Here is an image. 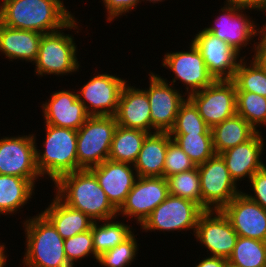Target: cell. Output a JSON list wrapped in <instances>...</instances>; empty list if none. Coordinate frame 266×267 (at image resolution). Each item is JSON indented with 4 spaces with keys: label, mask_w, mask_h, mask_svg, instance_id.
<instances>
[{
    "label": "cell",
    "mask_w": 266,
    "mask_h": 267,
    "mask_svg": "<svg viewBox=\"0 0 266 267\" xmlns=\"http://www.w3.org/2000/svg\"><path fill=\"white\" fill-rule=\"evenodd\" d=\"M75 15L63 0H1L0 23L42 34L65 28Z\"/></svg>",
    "instance_id": "1"
},
{
    "label": "cell",
    "mask_w": 266,
    "mask_h": 267,
    "mask_svg": "<svg viewBox=\"0 0 266 267\" xmlns=\"http://www.w3.org/2000/svg\"><path fill=\"white\" fill-rule=\"evenodd\" d=\"M53 184L55 195L63 203L82 211L92 220L102 221L117 217V209L108 200L89 169L66 173Z\"/></svg>",
    "instance_id": "2"
},
{
    "label": "cell",
    "mask_w": 266,
    "mask_h": 267,
    "mask_svg": "<svg viewBox=\"0 0 266 267\" xmlns=\"http://www.w3.org/2000/svg\"><path fill=\"white\" fill-rule=\"evenodd\" d=\"M21 223L26 245L22 267H73L65 255L64 239L42 212Z\"/></svg>",
    "instance_id": "3"
},
{
    "label": "cell",
    "mask_w": 266,
    "mask_h": 267,
    "mask_svg": "<svg viewBox=\"0 0 266 267\" xmlns=\"http://www.w3.org/2000/svg\"><path fill=\"white\" fill-rule=\"evenodd\" d=\"M44 125L43 149L35 142L36 166L42 178L53 183L66 173L78 171L77 130Z\"/></svg>",
    "instance_id": "4"
},
{
    "label": "cell",
    "mask_w": 266,
    "mask_h": 267,
    "mask_svg": "<svg viewBox=\"0 0 266 267\" xmlns=\"http://www.w3.org/2000/svg\"><path fill=\"white\" fill-rule=\"evenodd\" d=\"M77 20V18H74L65 28L42 35L37 59L32 64L35 65V75L40 78L47 75L63 77L79 72L81 64L77 58L79 52L75 37L69 32L68 34L64 33L66 30H74L76 33L81 32L79 30L83 27H80L82 25Z\"/></svg>",
    "instance_id": "5"
},
{
    "label": "cell",
    "mask_w": 266,
    "mask_h": 267,
    "mask_svg": "<svg viewBox=\"0 0 266 267\" xmlns=\"http://www.w3.org/2000/svg\"><path fill=\"white\" fill-rule=\"evenodd\" d=\"M117 126L115 116H90L77 130L78 170L90 169L108 159Z\"/></svg>",
    "instance_id": "6"
},
{
    "label": "cell",
    "mask_w": 266,
    "mask_h": 267,
    "mask_svg": "<svg viewBox=\"0 0 266 267\" xmlns=\"http://www.w3.org/2000/svg\"><path fill=\"white\" fill-rule=\"evenodd\" d=\"M246 10L248 9L239 7L231 0H225L224 6L219 9V15L215 16L217 18L204 29L225 41L240 54L243 48L251 44L253 48L250 51L253 54L260 26Z\"/></svg>",
    "instance_id": "7"
},
{
    "label": "cell",
    "mask_w": 266,
    "mask_h": 267,
    "mask_svg": "<svg viewBox=\"0 0 266 267\" xmlns=\"http://www.w3.org/2000/svg\"><path fill=\"white\" fill-rule=\"evenodd\" d=\"M204 210L195 202L169 195L140 225L142 232L195 233L200 215ZM183 230V231H182ZM193 231V233L191 232ZM156 231V232H155Z\"/></svg>",
    "instance_id": "8"
},
{
    "label": "cell",
    "mask_w": 266,
    "mask_h": 267,
    "mask_svg": "<svg viewBox=\"0 0 266 267\" xmlns=\"http://www.w3.org/2000/svg\"><path fill=\"white\" fill-rule=\"evenodd\" d=\"M197 167L200 175L201 208L204 211L221 210L243 191L231 178L220 154H215Z\"/></svg>",
    "instance_id": "9"
},
{
    "label": "cell",
    "mask_w": 266,
    "mask_h": 267,
    "mask_svg": "<svg viewBox=\"0 0 266 267\" xmlns=\"http://www.w3.org/2000/svg\"><path fill=\"white\" fill-rule=\"evenodd\" d=\"M9 136L0 138V174L26 178L36 186L42 176L36 166L35 132Z\"/></svg>",
    "instance_id": "10"
},
{
    "label": "cell",
    "mask_w": 266,
    "mask_h": 267,
    "mask_svg": "<svg viewBox=\"0 0 266 267\" xmlns=\"http://www.w3.org/2000/svg\"><path fill=\"white\" fill-rule=\"evenodd\" d=\"M187 51L165 52L162 66L172 72L173 78L169 82L175 86L176 82L185 85V94L200 91L211 85L215 79L208 72L204 59L198 48L191 41L188 43Z\"/></svg>",
    "instance_id": "11"
},
{
    "label": "cell",
    "mask_w": 266,
    "mask_h": 267,
    "mask_svg": "<svg viewBox=\"0 0 266 267\" xmlns=\"http://www.w3.org/2000/svg\"><path fill=\"white\" fill-rule=\"evenodd\" d=\"M149 87L142 88L148 96L152 122V133L169 132L174 123L181 104L186 100L183 90L169 84L167 78L150 71ZM183 93V94H182Z\"/></svg>",
    "instance_id": "12"
},
{
    "label": "cell",
    "mask_w": 266,
    "mask_h": 267,
    "mask_svg": "<svg viewBox=\"0 0 266 267\" xmlns=\"http://www.w3.org/2000/svg\"><path fill=\"white\" fill-rule=\"evenodd\" d=\"M98 72L93 74L80 90L76 89L78 100L90 116H115L122 88L128 80L107 71Z\"/></svg>",
    "instance_id": "13"
},
{
    "label": "cell",
    "mask_w": 266,
    "mask_h": 267,
    "mask_svg": "<svg viewBox=\"0 0 266 267\" xmlns=\"http://www.w3.org/2000/svg\"><path fill=\"white\" fill-rule=\"evenodd\" d=\"M165 177H138L124 203L117 210V217L131 219L141 225L150 213L169 196Z\"/></svg>",
    "instance_id": "14"
},
{
    "label": "cell",
    "mask_w": 266,
    "mask_h": 267,
    "mask_svg": "<svg viewBox=\"0 0 266 267\" xmlns=\"http://www.w3.org/2000/svg\"><path fill=\"white\" fill-rule=\"evenodd\" d=\"M188 98L211 129L236 114V86L232 80H215Z\"/></svg>",
    "instance_id": "15"
},
{
    "label": "cell",
    "mask_w": 266,
    "mask_h": 267,
    "mask_svg": "<svg viewBox=\"0 0 266 267\" xmlns=\"http://www.w3.org/2000/svg\"><path fill=\"white\" fill-rule=\"evenodd\" d=\"M194 237L208 256L228 259L239 236L221 210H205L198 219Z\"/></svg>",
    "instance_id": "16"
},
{
    "label": "cell",
    "mask_w": 266,
    "mask_h": 267,
    "mask_svg": "<svg viewBox=\"0 0 266 267\" xmlns=\"http://www.w3.org/2000/svg\"><path fill=\"white\" fill-rule=\"evenodd\" d=\"M190 40L200 51L208 72L215 80H232L240 61L247 58L204 27Z\"/></svg>",
    "instance_id": "17"
},
{
    "label": "cell",
    "mask_w": 266,
    "mask_h": 267,
    "mask_svg": "<svg viewBox=\"0 0 266 267\" xmlns=\"http://www.w3.org/2000/svg\"><path fill=\"white\" fill-rule=\"evenodd\" d=\"M43 108V109H42ZM44 124L78 130L90 117L85 106L78 100L77 91L57 90L41 105Z\"/></svg>",
    "instance_id": "18"
},
{
    "label": "cell",
    "mask_w": 266,
    "mask_h": 267,
    "mask_svg": "<svg viewBox=\"0 0 266 267\" xmlns=\"http://www.w3.org/2000/svg\"><path fill=\"white\" fill-rule=\"evenodd\" d=\"M221 211L238 236L266 242V210L243 192L236 195Z\"/></svg>",
    "instance_id": "19"
},
{
    "label": "cell",
    "mask_w": 266,
    "mask_h": 267,
    "mask_svg": "<svg viewBox=\"0 0 266 267\" xmlns=\"http://www.w3.org/2000/svg\"><path fill=\"white\" fill-rule=\"evenodd\" d=\"M262 134H264L262 131H258L246 142L220 153L231 178L237 185L241 184L240 182L243 180L249 182L251 176L266 165L262 161V155L266 150L264 149L266 148L264 141L266 138Z\"/></svg>",
    "instance_id": "20"
},
{
    "label": "cell",
    "mask_w": 266,
    "mask_h": 267,
    "mask_svg": "<svg viewBox=\"0 0 266 267\" xmlns=\"http://www.w3.org/2000/svg\"><path fill=\"white\" fill-rule=\"evenodd\" d=\"M97 178L108 200L118 210L138 178L133 164L110 159L89 169Z\"/></svg>",
    "instance_id": "21"
},
{
    "label": "cell",
    "mask_w": 266,
    "mask_h": 267,
    "mask_svg": "<svg viewBox=\"0 0 266 267\" xmlns=\"http://www.w3.org/2000/svg\"><path fill=\"white\" fill-rule=\"evenodd\" d=\"M129 81L123 86L115 115L117 124L124 128L152 133L150 105L147 93Z\"/></svg>",
    "instance_id": "22"
},
{
    "label": "cell",
    "mask_w": 266,
    "mask_h": 267,
    "mask_svg": "<svg viewBox=\"0 0 266 267\" xmlns=\"http://www.w3.org/2000/svg\"><path fill=\"white\" fill-rule=\"evenodd\" d=\"M42 33L20 30L0 23V52L9 61L20 60L33 64L38 56Z\"/></svg>",
    "instance_id": "23"
},
{
    "label": "cell",
    "mask_w": 266,
    "mask_h": 267,
    "mask_svg": "<svg viewBox=\"0 0 266 267\" xmlns=\"http://www.w3.org/2000/svg\"><path fill=\"white\" fill-rule=\"evenodd\" d=\"M171 140L169 132H155L146 136L133 164L138 177H163L166 151Z\"/></svg>",
    "instance_id": "24"
},
{
    "label": "cell",
    "mask_w": 266,
    "mask_h": 267,
    "mask_svg": "<svg viewBox=\"0 0 266 267\" xmlns=\"http://www.w3.org/2000/svg\"><path fill=\"white\" fill-rule=\"evenodd\" d=\"M41 212L51 221L64 240L91 230L94 223L88 215L69 207L56 195L53 196L48 207Z\"/></svg>",
    "instance_id": "25"
},
{
    "label": "cell",
    "mask_w": 266,
    "mask_h": 267,
    "mask_svg": "<svg viewBox=\"0 0 266 267\" xmlns=\"http://www.w3.org/2000/svg\"><path fill=\"white\" fill-rule=\"evenodd\" d=\"M36 186L26 178L0 174V217L19 214L31 202ZM18 211V212H17Z\"/></svg>",
    "instance_id": "26"
},
{
    "label": "cell",
    "mask_w": 266,
    "mask_h": 267,
    "mask_svg": "<svg viewBox=\"0 0 266 267\" xmlns=\"http://www.w3.org/2000/svg\"><path fill=\"white\" fill-rule=\"evenodd\" d=\"M211 131L216 154L246 142L257 132L237 113L215 125Z\"/></svg>",
    "instance_id": "27"
},
{
    "label": "cell",
    "mask_w": 266,
    "mask_h": 267,
    "mask_svg": "<svg viewBox=\"0 0 266 267\" xmlns=\"http://www.w3.org/2000/svg\"><path fill=\"white\" fill-rule=\"evenodd\" d=\"M118 217L109 220L94 221L91 227L94 251L97 256L114 248L127 239L135 230L131 224H125ZM122 221V222H121ZM101 222V223H100Z\"/></svg>",
    "instance_id": "28"
},
{
    "label": "cell",
    "mask_w": 266,
    "mask_h": 267,
    "mask_svg": "<svg viewBox=\"0 0 266 267\" xmlns=\"http://www.w3.org/2000/svg\"><path fill=\"white\" fill-rule=\"evenodd\" d=\"M149 133L117 126L110 146L108 159L134 164L138 158L144 139Z\"/></svg>",
    "instance_id": "29"
},
{
    "label": "cell",
    "mask_w": 266,
    "mask_h": 267,
    "mask_svg": "<svg viewBox=\"0 0 266 267\" xmlns=\"http://www.w3.org/2000/svg\"><path fill=\"white\" fill-rule=\"evenodd\" d=\"M232 81L236 91L253 92L266 97V68L253 58L248 57L246 60L244 57L240 61Z\"/></svg>",
    "instance_id": "30"
},
{
    "label": "cell",
    "mask_w": 266,
    "mask_h": 267,
    "mask_svg": "<svg viewBox=\"0 0 266 267\" xmlns=\"http://www.w3.org/2000/svg\"><path fill=\"white\" fill-rule=\"evenodd\" d=\"M227 260L237 267H266V242L239 236Z\"/></svg>",
    "instance_id": "31"
},
{
    "label": "cell",
    "mask_w": 266,
    "mask_h": 267,
    "mask_svg": "<svg viewBox=\"0 0 266 267\" xmlns=\"http://www.w3.org/2000/svg\"><path fill=\"white\" fill-rule=\"evenodd\" d=\"M195 166L205 163L216 153L212 133L170 134Z\"/></svg>",
    "instance_id": "32"
},
{
    "label": "cell",
    "mask_w": 266,
    "mask_h": 267,
    "mask_svg": "<svg viewBox=\"0 0 266 267\" xmlns=\"http://www.w3.org/2000/svg\"><path fill=\"white\" fill-rule=\"evenodd\" d=\"M236 113L257 132L260 131L266 126V97L253 92L236 91Z\"/></svg>",
    "instance_id": "33"
},
{
    "label": "cell",
    "mask_w": 266,
    "mask_h": 267,
    "mask_svg": "<svg viewBox=\"0 0 266 267\" xmlns=\"http://www.w3.org/2000/svg\"><path fill=\"white\" fill-rule=\"evenodd\" d=\"M169 194L197 203L201 207V186L198 167L166 178Z\"/></svg>",
    "instance_id": "34"
},
{
    "label": "cell",
    "mask_w": 266,
    "mask_h": 267,
    "mask_svg": "<svg viewBox=\"0 0 266 267\" xmlns=\"http://www.w3.org/2000/svg\"><path fill=\"white\" fill-rule=\"evenodd\" d=\"M193 134V133H212L211 128L199 115L197 107L186 97L177 113L175 123L169 134Z\"/></svg>",
    "instance_id": "35"
},
{
    "label": "cell",
    "mask_w": 266,
    "mask_h": 267,
    "mask_svg": "<svg viewBox=\"0 0 266 267\" xmlns=\"http://www.w3.org/2000/svg\"><path fill=\"white\" fill-rule=\"evenodd\" d=\"M133 232L122 243L98 256L97 263L102 267H129L136 261L139 251V244ZM136 237V238H135Z\"/></svg>",
    "instance_id": "36"
},
{
    "label": "cell",
    "mask_w": 266,
    "mask_h": 267,
    "mask_svg": "<svg viewBox=\"0 0 266 267\" xmlns=\"http://www.w3.org/2000/svg\"><path fill=\"white\" fill-rule=\"evenodd\" d=\"M64 251L68 262L75 267V263L88 256L94 258L97 263L98 256L95 254L93 246L92 231L88 230L64 240Z\"/></svg>",
    "instance_id": "37"
},
{
    "label": "cell",
    "mask_w": 266,
    "mask_h": 267,
    "mask_svg": "<svg viewBox=\"0 0 266 267\" xmlns=\"http://www.w3.org/2000/svg\"><path fill=\"white\" fill-rule=\"evenodd\" d=\"M195 167V164L181 147L174 140H171L166 151L163 177L168 178L174 174L192 170Z\"/></svg>",
    "instance_id": "38"
},
{
    "label": "cell",
    "mask_w": 266,
    "mask_h": 267,
    "mask_svg": "<svg viewBox=\"0 0 266 267\" xmlns=\"http://www.w3.org/2000/svg\"><path fill=\"white\" fill-rule=\"evenodd\" d=\"M248 186L251 187L252 192L250 194L245 191L242 192L266 210V165L251 176Z\"/></svg>",
    "instance_id": "39"
},
{
    "label": "cell",
    "mask_w": 266,
    "mask_h": 267,
    "mask_svg": "<svg viewBox=\"0 0 266 267\" xmlns=\"http://www.w3.org/2000/svg\"><path fill=\"white\" fill-rule=\"evenodd\" d=\"M141 3L142 0H102L103 7L107 12L106 21L112 23L121 16H127L126 14L135 11L133 9H136Z\"/></svg>",
    "instance_id": "40"
},
{
    "label": "cell",
    "mask_w": 266,
    "mask_h": 267,
    "mask_svg": "<svg viewBox=\"0 0 266 267\" xmlns=\"http://www.w3.org/2000/svg\"><path fill=\"white\" fill-rule=\"evenodd\" d=\"M254 55H250L262 67L266 68V37L259 31L257 41L255 43Z\"/></svg>",
    "instance_id": "41"
},
{
    "label": "cell",
    "mask_w": 266,
    "mask_h": 267,
    "mask_svg": "<svg viewBox=\"0 0 266 267\" xmlns=\"http://www.w3.org/2000/svg\"><path fill=\"white\" fill-rule=\"evenodd\" d=\"M235 4H237L239 7L248 9L250 12L252 10L254 11H260L263 12L266 9V0H231Z\"/></svg>",
    "instance_id": "42"
},
{
    "label": "cell",
    "mask_w": 266,
    "mask_h": 267,
    "mask_svg": "<svg viewBox=\"0 0 266 267\" xmlns=\"http://www.w3.org/2000/svg\"><path fill=\"white\" fill-rule=\"evenodd\" d=\"M202 258L194 267H227L228 260L225 258L208 255Z\"/></svg>",
    "instance_id": "43"
},
{
    "label": "cell",
    "mask_w": 266,
    "mask_h": 267,
    "mask_svg": "<svg viewBox=\"0 0 266 267\" xmlns=\"http://www.w3.org/2000/svg\"><path fill=\"white\" fill-rule=\"evenodd\" d=\"M6 245H5V243H0V267H5L6 266V264H7V249L8 248H6L5 247Z\"/></svg>",
    "instance_id": "44"
},
{
    "label": "cell",
    "mask_w": 266,
    "mask_h": 267,
    "mask_svg": "<svg viewBox=\"0 0 266 267\" xmlns=\"http://www.w3.org/2000/svg\"><path fill=\"white\" fill-rule=\"evenodd\" d=\"M265 12V13H264ZM264 14H266V9L263 11ZM266 16V15H265ZM260 32L266 37V22L264 25L260 28Z\"/></svg>",
    "instance_id": "45"
},
{
    "label": "cell",
    "mask_w": 266,
    "mask_h": 267,
    "mask_svg": "<svg viewBox=\"0 0 266 267\" xmlns=\"http://www.w3.org/2000/svg\"><path fill=\"white\" fill-rule=\"evenodd\" d=\"M145 1V3L147 2H149V3H153V4H159L160 2H164L165 0H142V2H144Z\"/></svg>",
    "instance_id": "46"
},
{
    "label": "cell",
    "mask_w": 266,
    "mask_h": 267,
    "mask_svg": "<svg viewBox=\"0 0 266 267\" xmlns=\"http://www.w3.org/2000/svg\"><path fill=\"white\" fill-rule=\"evenodd\" d=\"M227 267H237V266L227 263Z\"/></svg>",
    "instance_id": "47"
}]
</instances>
